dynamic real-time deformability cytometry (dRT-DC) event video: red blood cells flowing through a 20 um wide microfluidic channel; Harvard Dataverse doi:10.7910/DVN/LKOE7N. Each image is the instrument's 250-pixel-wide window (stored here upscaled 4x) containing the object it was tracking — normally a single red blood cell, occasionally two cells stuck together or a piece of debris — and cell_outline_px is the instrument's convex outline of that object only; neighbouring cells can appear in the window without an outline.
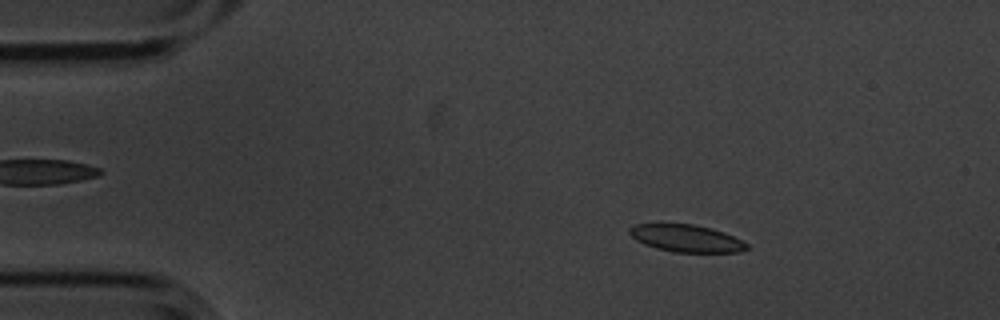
{"species": "common noctule bat (a hibernating species)", "species_latin": "Nyctalus noctula", "temperature_condition": "cold", "stored_images_in_passage": 55, "camera_frame_rate_fps": 3000, "um_per_image_px": 0.085, "animal": {"sex": "male", "body_mass_g": 20.1, "forearm_length_mm": 53.5}, "frame": {"image": 1, "passage_image": 8, "time_ms": 2.333, "image_size_px": [1000, 320], "cell_outline_px": [[748, 248], [740, 252], [672, 252], [656, 248], [644, 244], [636, 240], [628, 232], [628, 228], [636, 224], [692, 224], [712, 228], [724, 232], [748, 244]], "centroid_in_image_um": [58.32, 20.26], "position_along_channel_um": 26.7, "area_um2": 18.55}}
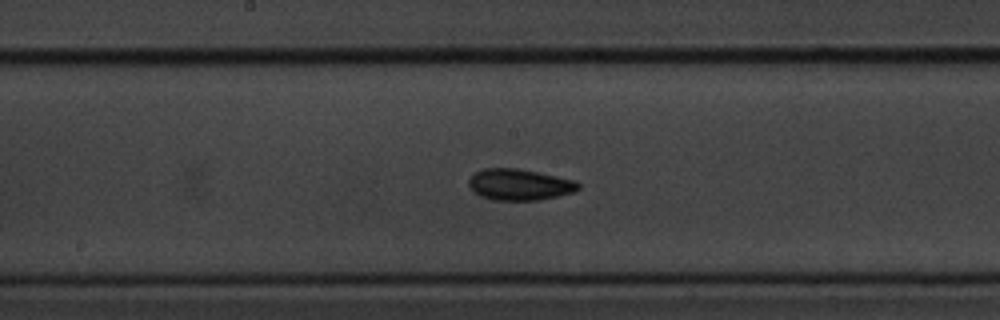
{"frame": {"image": 2, "passage_image": 28, "time_ms": 9.0, "image_size_px": [1000, 320], "cell_outline_px": [[580, 188], [576, 192], [540, 200], [492, 200], [480, 196], [472, 192], [468, 184], [468, 180], [476, 172], [484, 168], [516, 168], [576, 180], [580, 184]], "centroid_in_image_um": [44.16, 15.7], "position_along_channel_um": 204.0, "area_um2": 20.11}}
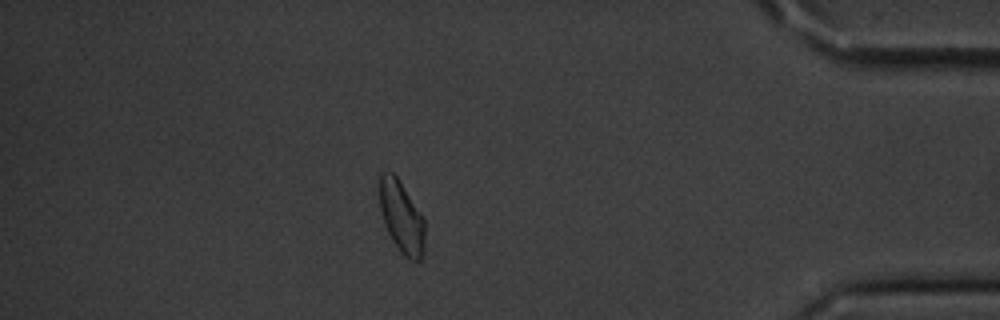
{"frame": {"image": 3, "passage_image": 48, "time_ms": 15.667, "image_size_px": [1000, 320], "cell_outline_px": [[424, 252], [420, 260], [412, 260], [404, 256], [400, 252], [392, 240], [388, 232], [380, 208], [380, 176], [384, 172], [392, 172], [396, 176], [424, 220]], "centroid_in_image_um": [34.13, 18.49], "position_along_channel_um": 401.1, "area_um2": 18.38}, "authors_computed_cell_mechanics": {"area_um2": 19.2474, "velocity_mm_per_s": 3.5485, "shape_relaxation_time_tau1_ms": 2.75, "shape_relaxation_time_tau2_ms": 3.4481, "deformation_change_tau1": 0.0993, "deformation_change_tau2": 0.09}}